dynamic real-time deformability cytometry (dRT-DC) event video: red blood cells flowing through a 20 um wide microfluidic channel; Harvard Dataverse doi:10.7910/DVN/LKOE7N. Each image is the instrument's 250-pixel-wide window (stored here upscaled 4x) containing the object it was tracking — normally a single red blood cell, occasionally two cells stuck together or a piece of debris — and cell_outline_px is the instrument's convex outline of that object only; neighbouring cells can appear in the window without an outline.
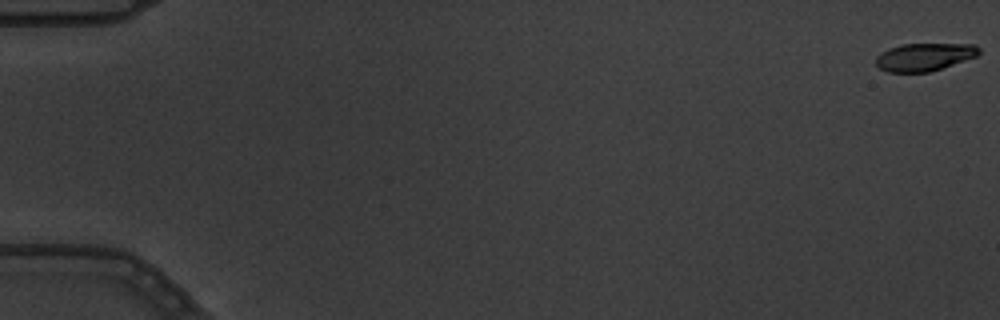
{"species": "common noctule bat (a hibernating species)", "species_latin": "Nyctalus noctula", "temperature_condition": "warm", "stored_images_in_passage": 6, "camera_frame_rate_fps": 3000, "um_per_image_px": 0.085, "animal": {"sex": "male", "body_mass_g": 19.5, "forearm_length_mm": 54.6}, "frame": {"image": 1, "passage_image": 1, "time_ms": 0.0, "image_size_px": [1000, 320], "cell_outline_px": [[980, 52], [976, 56], [928, 72], [888, 72], [880, 68], [876, 64], [876, 56], [880, 52], [888, 48], [904, 44], [976, 44], [980, 48]], "centroid_in_image_um": [78.54, 4.83], "position_along_channel_um": 6.5, "area_um2": 16.53}}
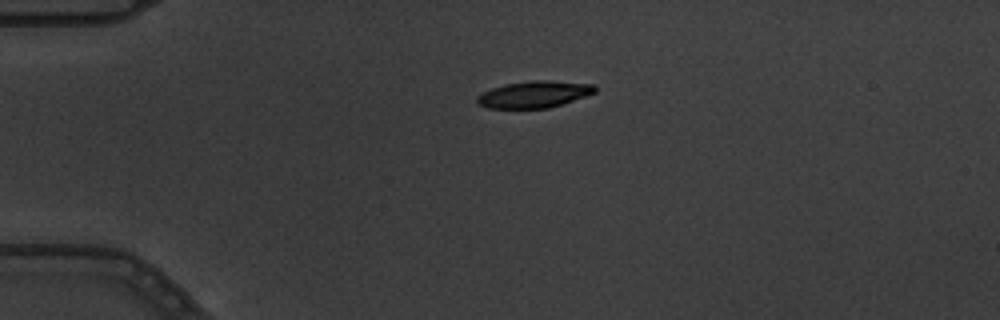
{"frame": {"image": 2, "passage_image": 5, "time_ms": 1.333, "image_size_px": [1000, 320], "cell_outline_px": [[596, 92], [548, 108], [488, 108], [480, 104], [476, 100], [476, 96], [492, 88], [504, 84], [532, 80], [548, 80], [596, 84]], "centroid_in_image_um": [45.4, 8.0], "position_along_channel_um": 39.6, "area_um2": 18.21}}